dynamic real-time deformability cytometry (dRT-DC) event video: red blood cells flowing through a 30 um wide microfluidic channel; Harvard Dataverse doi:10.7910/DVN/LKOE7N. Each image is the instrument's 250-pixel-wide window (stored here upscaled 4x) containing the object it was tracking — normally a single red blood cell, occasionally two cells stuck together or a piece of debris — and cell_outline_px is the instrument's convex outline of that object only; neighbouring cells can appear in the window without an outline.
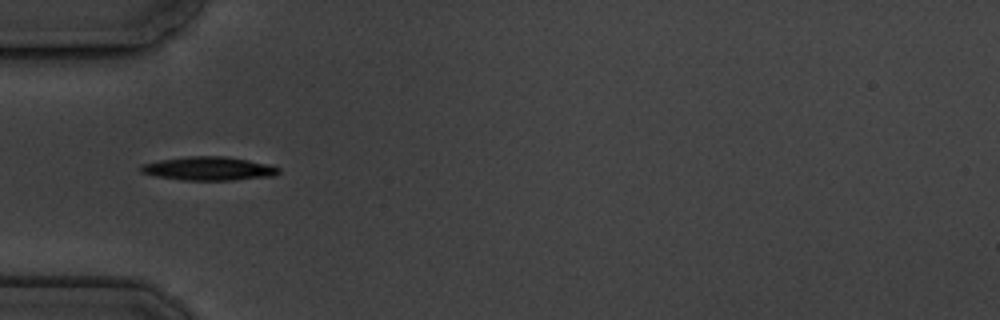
{"species": "common noctule bat (a hibernating species)", "species_latin": "Nyctalus noctula", "temperature_condition": "cold", "stored_images_in_passage": 9, "camera_frame_rate_fps": 3000, "um_per_image_px": 0.085, "animal": {"sex": "male", "body_mass_g": 19.5, "forearm_length_mm": 54.6}, "frame": {"image": 1, "passage_image": 4, "time_ms": 3.333, "image_size_px": [1000, 320], "cell_outline_px": [[280, 172], [272, 176], [232, 180], [184, 180], [156, 176], [140, 172], [140, 164], [160, 160], [188, 156], [224, 156], [272, 164], [280, 168]], "centroid_in_image_um": [17.75, 14.32], "position_along_channel_um": 67.2, "area_um2": 19.02}}
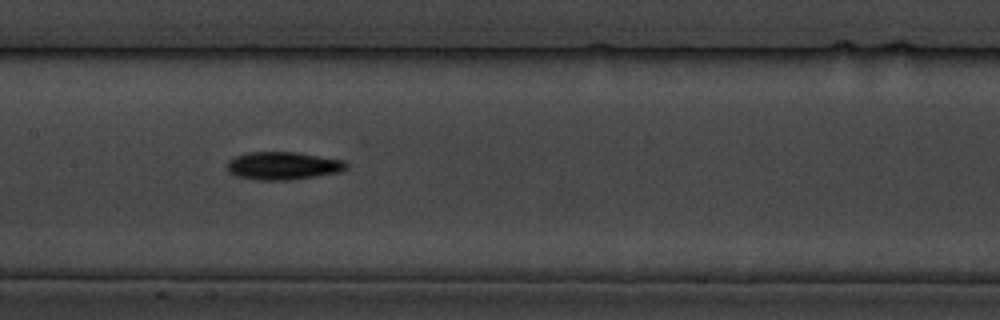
{"frame": {"image": 2, "passage_image": 7, "time_ms": 6.667, "image_size_px": [1000, 320], "cell_outline_px": [[348, 168], [340, 172], [284, 180], [256, 180], [236, 176], [228, 172], [228, 160], [236, 156], [248, 152], [296, 152], [344, 160], [348, 164]], "centroid_in_image_um": [24.05, 14.08], "position_along_channel_um": 183.4, "area_um2": 19.25}}
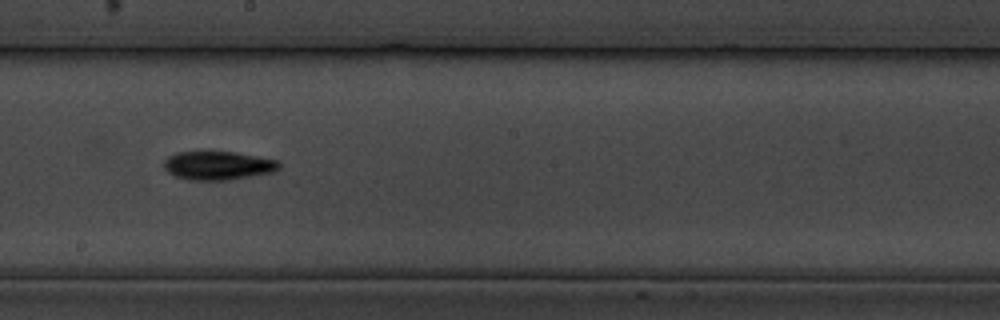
{"frame": {"image": 3, "passage_image": 8, "time_ms": 8.0, "image_size_px": [1000, 320], "cell_outline_px": [[280, 168], [276, 172], [228, 180], [188, 180], [176, 176], [168, 172], [164, 168], [164, 160], [168, 156], [176, 152], [236, 152], [280, 160]], "centroid_in_image_um": [18.58, 14.07], "position_along_channel_um": 229.6, "area_um2": 19.42}}